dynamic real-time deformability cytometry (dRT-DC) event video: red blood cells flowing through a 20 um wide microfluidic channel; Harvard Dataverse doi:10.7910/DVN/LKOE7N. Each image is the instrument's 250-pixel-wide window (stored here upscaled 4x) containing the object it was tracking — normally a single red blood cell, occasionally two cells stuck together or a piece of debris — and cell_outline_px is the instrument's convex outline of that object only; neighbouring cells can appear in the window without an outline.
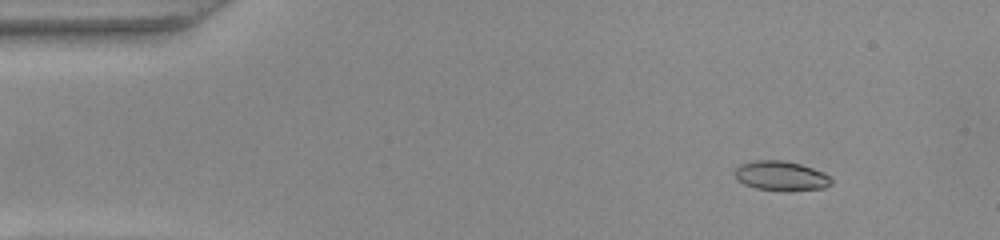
{"species": "common noctule bat (a hibernating species)", "species_latin": "Nyctalus noctula", "temperature_condition": "warm", "stored_images_in_passage": 46, "camera_frame_rate_fps": 3000, "um_per_image_px": 0.085, "animal": {"sex": "female", "body_mass_g": 22.0, "forearm_length_mm": 56.7}, "frame": {"image": 1, "passage_image": 1, "time_ms": 0.0, "image_size_px": [1000, 240], "cell_outline_px": [[832, 184], [824, 188], [788, 192], [784, 192], [756, 188], [744, 184], [736, 180], [736, 168], [740, 164], [756, 160], [784, 160], [800, 164], [824, 172], [832, 180]], "centroid_in_image_um": [66.4, 14.97], "position_along_channel_um": 18.6, "area_um2": 16.88}}
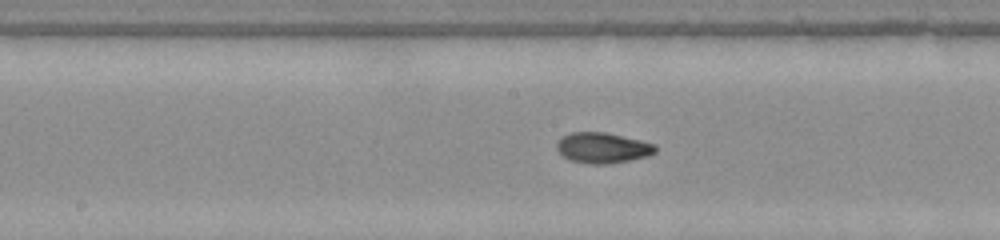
{"frame": {"image": 2, "passage_image": 21, "time_ms": 6.667, "image_size_px": [1000, 240], "cell_outline_px": [[656, 152], [648, 156], [608, 164], [588, 164], [568, 160], [560, 156], [556, 148], [556, 144], [564, 136], [572, 132], [604, 132], [640, 140], [656, 144]], "centroid_in_image_um": [51.2, 12.58], "position_along_channel_um": 197.0, "area_um2": 17.63}}
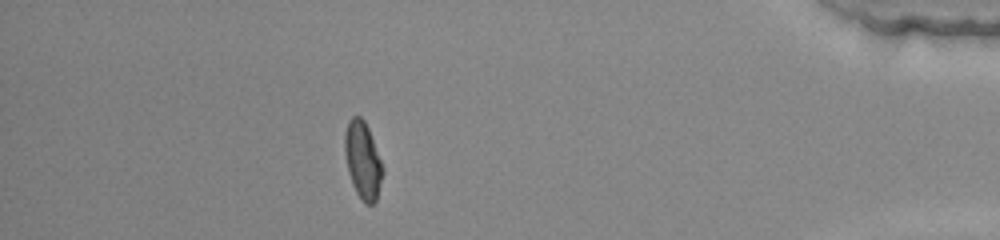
{"frame": {"image": 3, "passage_image": 40, "time_ms": 13.0, "image_size_px": [1000, 240], "cell_outline_px": [[384, 172], [376, 200], [372, 204], [364, 204], [356, 192], [352, 184], [348, 172], [344, 152], [344, 132], [348, 120], [352, 116], [360, 116], [364, 120], [368, 128], [384, 168]], "centroid_in_image_um": [30.82, 13.62], "position_along_channel_um": 404.4, "area_um2": 17.22}, "authors_computed_cell_mechanics": {"area_um2": 16.9932, "velocity_mm_per_s": 4.0592, "shape_relaxation_time_tau1_ms": 5.1579, "shape_relaxation_time_tau2_ms": 1.0649, "deformation_change_tau1": 0.2167, "deformation_change_tau2": 0.0531}}